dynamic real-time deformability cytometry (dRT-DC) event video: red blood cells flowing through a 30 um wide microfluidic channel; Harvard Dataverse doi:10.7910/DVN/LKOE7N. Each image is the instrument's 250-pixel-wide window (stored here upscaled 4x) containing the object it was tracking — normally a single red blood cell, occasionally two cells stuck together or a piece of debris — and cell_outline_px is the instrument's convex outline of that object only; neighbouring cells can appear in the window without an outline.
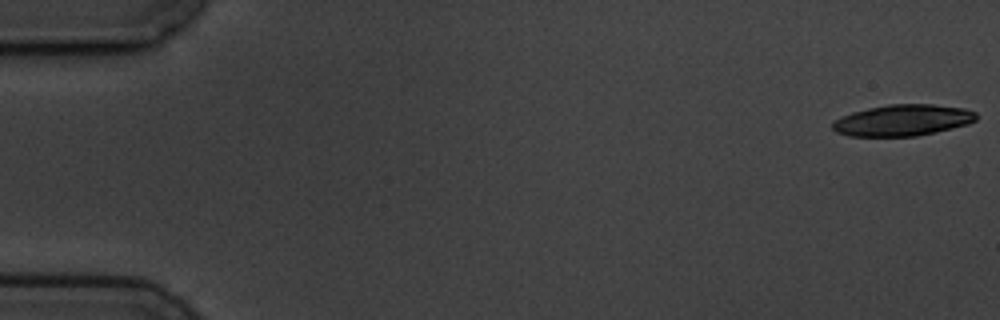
{"species": "common noctule bat (a hibernating species)", "species_latin": "Nyctalus noctula", "temperature_condition": "cold", "stored_images_in_passage": 4, "camera_frame_rate_fps": 3000, "um_per_image_px": 0.085, "animal": {"sex": "male", "body_mass_g": 19.5, "forearm_length_mm": 54.6}, "frame": {"image": 1, "passage_image": 1, "time_ms": 0.0, "image_size_px": [1000, 320], "cell_outline_px": [[980, 116], [976, 120], [968, 124], [936, 132], [916, 136], [848, 136], [836, 132], [832, 128], [832, 124], [840, 116], [852, 112], [868, 108], [888, 104], [932, 104], [964, 108], [976, 112]], "centroid_in_image_um": [76.75, 10.22], "position_along_channel_um": 8.3, "area_um2": 26.36}}